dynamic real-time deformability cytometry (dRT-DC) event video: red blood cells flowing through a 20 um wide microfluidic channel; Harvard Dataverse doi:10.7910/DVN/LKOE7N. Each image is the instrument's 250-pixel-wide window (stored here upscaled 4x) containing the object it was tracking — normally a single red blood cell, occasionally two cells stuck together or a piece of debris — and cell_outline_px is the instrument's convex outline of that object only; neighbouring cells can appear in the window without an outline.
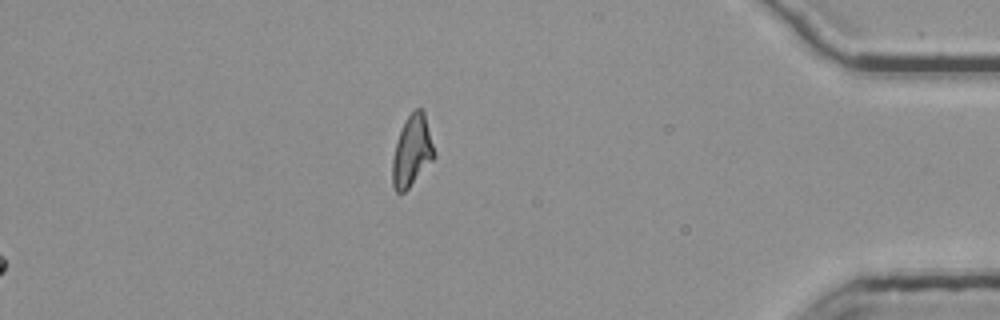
{"species": "common noctule bat (a hibernating species)", "species_latin": "Nyctalus noctula", "temperature_condition": "room temperature", "stored_images_in_passage": 45, "camera_frame_rate_fps": 3000, "um_per_image_px": 0.085, "animal": {"sex": "female", "body_mass_g": 25.1}, "frame": {"image": 1, "passage_image": 45, "time_ms": 14.667, "image_size_px": [1000, 320], "cell_outline_px": [[436, 156], [408, 188], [404, 192], [396, 192], [392, 184], [392, 160], [396, 144], [404, 120], [416, 108], [420, 108], [424, 112], [436, 152]], "centroid_in_image_um": [35.03, 12.83], "position_along_channel_um": 400.2, "area_um2": 17.17}}